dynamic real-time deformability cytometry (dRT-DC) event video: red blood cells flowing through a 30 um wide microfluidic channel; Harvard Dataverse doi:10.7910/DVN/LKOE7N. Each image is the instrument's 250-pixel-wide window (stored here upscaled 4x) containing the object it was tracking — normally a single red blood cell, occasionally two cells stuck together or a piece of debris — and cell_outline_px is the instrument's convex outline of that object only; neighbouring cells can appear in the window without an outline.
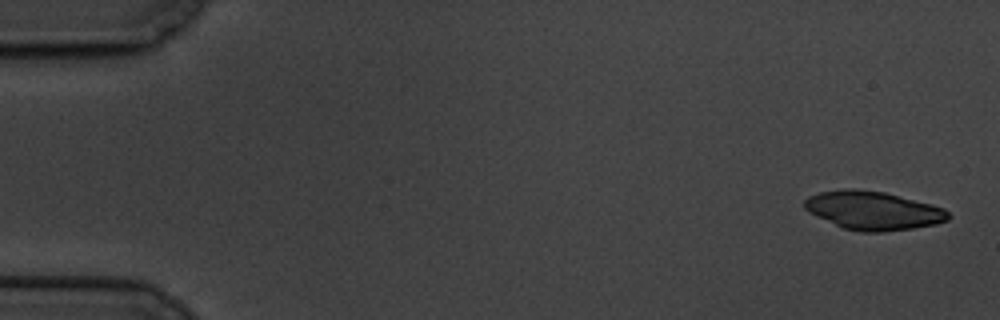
{"species": "common noctule bat (a hibernating species)", "species_latin": "Nyctalus noctula", "temperature_condition": "cold", "stored_images_in_passage": 10, "camera_frame_rate_fps": 3000, "um_per_image_px": 0.085, "animal": {"sex": "male", "body_mass_g": 19.5, "forearm_length_mm": 54.6}, "frame": {"image": 1, "passage_image": 1, "time_ms": 0.0, "image_size_px": [1000, 320], "cell_outline_px": [[952, 216], [948, 220], [936, 224], [912, 228], [884, 232], [860, 232], [844, 228], [816, 216], [808, 212], [804, 208], [804, 200], [808, 196], [820, 192], [844, 188], [856, 188], [884, 192], [932, 204], [944, 208]], "centroid_in_image_um": [74.21, 17.89], "position_along_channel_um": 10.8, "area_um2": 32.43}}